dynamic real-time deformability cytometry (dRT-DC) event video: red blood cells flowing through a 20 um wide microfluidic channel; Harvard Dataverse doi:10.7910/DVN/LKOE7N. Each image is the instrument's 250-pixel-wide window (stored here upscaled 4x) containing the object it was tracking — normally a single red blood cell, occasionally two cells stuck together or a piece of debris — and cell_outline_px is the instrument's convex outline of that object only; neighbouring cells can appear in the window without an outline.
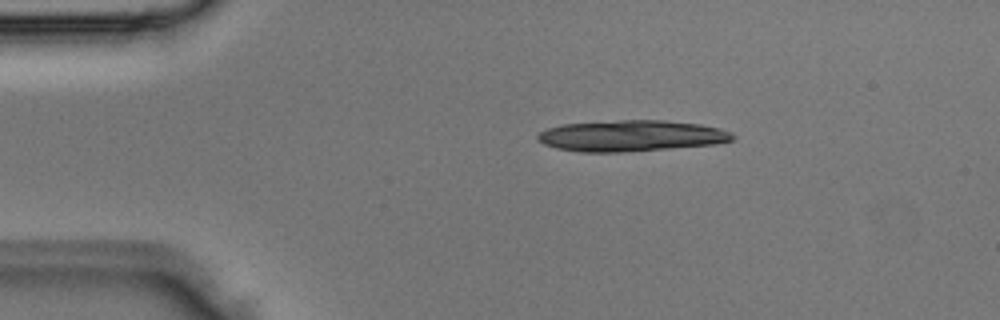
{"species": "Egyptian fruit bat (a non-hibernating species)", "species_latin": "Rousettus aegyptiacus", "temperature_condition": "room temperature", "stored_images_in_passage": 2, "camera_frame_rate_fps": 3000, "um_per_image_px": 0.085, "animal": {"sex": "male"}, "frame": {"image": 1, "passage_image": 1, "time_ms": 0.0, "image_size_px": [1000, 320], "cell_outline_px": [[736, 136], [732, 140], [716, 144], [624, 152], [580, 152], [556, 148], [544, 144], [536, 140], [536, 136], [540, 132], [548, 128], [564, 124], [620, 120], [664, 120], [700, 124], [720, 128], [732, 132]], "centroid_in_image_um": [53.66, 11.54], "position_along_channel_um": 31.3, "area_um2": 35.43}}